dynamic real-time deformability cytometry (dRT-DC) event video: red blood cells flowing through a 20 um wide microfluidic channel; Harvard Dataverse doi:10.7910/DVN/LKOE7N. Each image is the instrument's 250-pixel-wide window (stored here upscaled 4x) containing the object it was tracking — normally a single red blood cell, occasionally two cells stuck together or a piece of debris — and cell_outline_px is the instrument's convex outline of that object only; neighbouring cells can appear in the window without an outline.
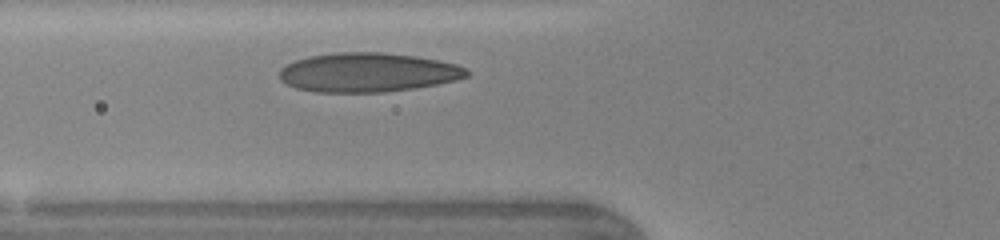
{"species": "human", "species_latin": "Homo sapiens", "temperature_condition": "warm", "stored_images_in_passage": 45, "camera_frame_rate_fps": 3000, "um_per_image_px": 0.085, "donor": {"sex": "female"}, "frame": {"image": 1, "passage_image": 10, "time_ms": 2.667, "image_size_px": [1000, 240], "cell_outline_px": [[468, 76], [456, 80], [436, 84], [412, 88], [380, 92], [316, 92], [296, 88], [280, 80], [280, 68], [296, 60], [308, 56], [336, 52], [380, 52], [416, 56], [440, 60], [456, 64], [468, 68]], "centroid_in_image_um": [31.27, 6.14], "position_along_channel_um": 94.5, "area_um2": 42.71}}
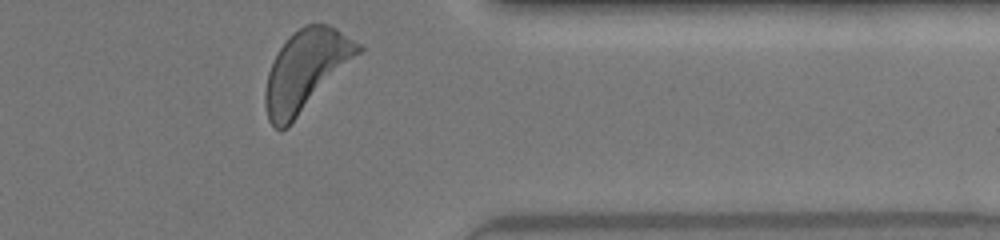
{"frame": {"image": 2, "passage_image": 44, "time_ms": 9.667, "image_size_px": [1000, 240], "cell_outline_px": [[364, 48], [288, 128], [280, 132], [268, 120], [264, 104], [264, 92], [268, 72], [280, 48], [288, 36], [292, 32], [304, 24], [328, 24], [336, 28], [364, 44]], "centroid_in_image_um": [25.99, 5.98], "position_along_channel_um": 385.4, "area_um2": 43.64}, "authors_computed_cell_mechanics": {"area_um2": 40.5178, "velocity_mm_per_s": 4.2601, "shape_relaxation_time_tau1_ms": 2.8298, "shape_relaxation_time_tau2_ms": 6.4479, "deformation_change_tau1": 0.1408, "deformation_change_tau2": 0.1371}}